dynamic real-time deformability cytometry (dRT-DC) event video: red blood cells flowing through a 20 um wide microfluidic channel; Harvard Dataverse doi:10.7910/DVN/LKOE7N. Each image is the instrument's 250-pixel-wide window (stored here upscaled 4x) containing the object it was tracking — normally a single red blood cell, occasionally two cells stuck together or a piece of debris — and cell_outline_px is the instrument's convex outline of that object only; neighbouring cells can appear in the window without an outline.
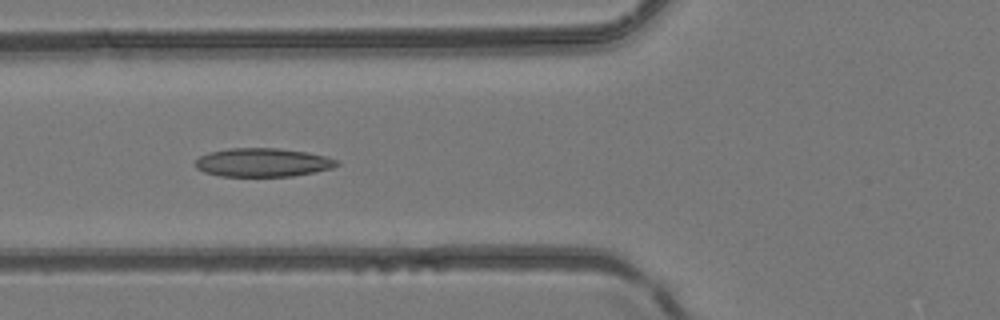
{"species": "common noctule bat (a hibernating species)", "species_latin": "Nyctalus noctula", "temperature_condition": "room temperature", "stored_images_in_passage": 42, "camera_frame_rate_fps": 3000, "um_per_image_px": 0.085, "animal": {"sex": "female", "body_mass_g": 24.6, "forearm_length_mm": 56.2}, "frame": {"image": 1, "passage_image": 14, "time_ms": 4.333, "image_size_px": [1000, 320], "cell_outline_px": [[340, 164], [332, 168], [316, 172], [292, 176], [220, 176], [204, 172], [196, 168], [196, 160], [200, 156], [208, 152], [228, 148], [276, 148], [308, 152], [328, 156], [340, 160]], "centroid_in_image_um": [22.38, 13.8], "position_along_channel_um": 103.4, "area_um2": 23.81}}
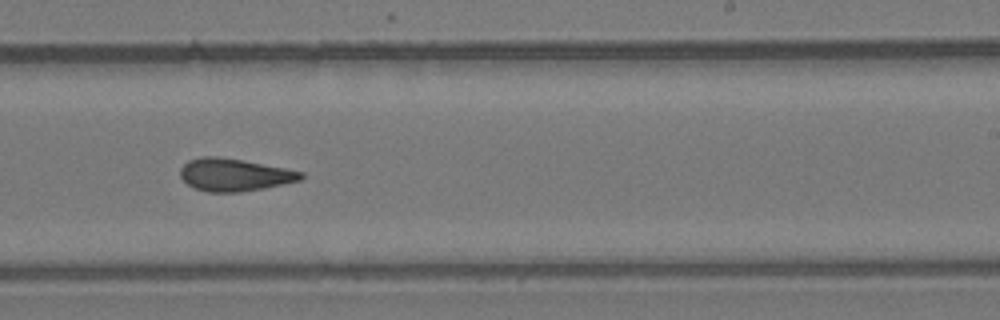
{"frame": {"image": 2, "passage_image": 25, "time_ms": 8.0, "image_size_px": [1000, 320], "cell_outline_px": [[304, 176], [300, 180], [264, 188], [240, 192], [208, 192], [196, 188], [188, 184], [180, 176], [180, 168], [188, 160], [204, 156], [216, 156], [240, 160], [284, 168], [304, 172]], "centroid_in_image_um": [19.9, 14.86], "position_along_channel_um": 269.1, "area_um2": 22.6}}
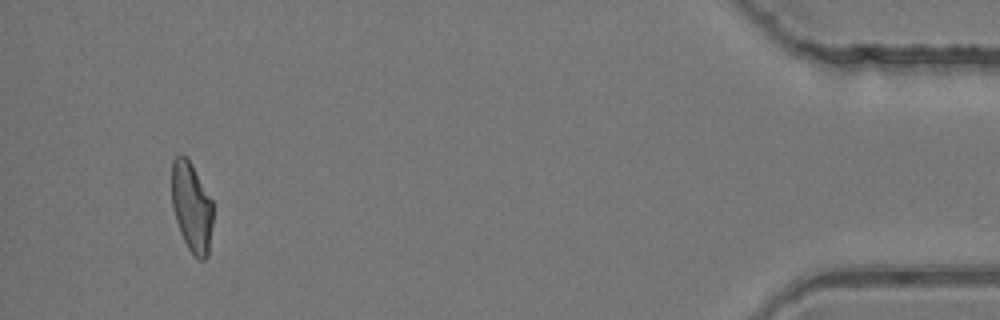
{"frame": {"image": 3, "passage_image": 40, "time_ms": 13.0, "image_size_px": [1000, 320], "cell_outline_px": [[212, 224], [208, 256], [204, 260], [196, 260], [188, 248], [180, 232], [172, 208], [172, 160], [176, 156], [184, 156], [192, 164], [212, 200]], "centroid_in_image_um": [16.29, 17.64], "position_along_channel_um": 418.9, "area_um2": 21.56}}